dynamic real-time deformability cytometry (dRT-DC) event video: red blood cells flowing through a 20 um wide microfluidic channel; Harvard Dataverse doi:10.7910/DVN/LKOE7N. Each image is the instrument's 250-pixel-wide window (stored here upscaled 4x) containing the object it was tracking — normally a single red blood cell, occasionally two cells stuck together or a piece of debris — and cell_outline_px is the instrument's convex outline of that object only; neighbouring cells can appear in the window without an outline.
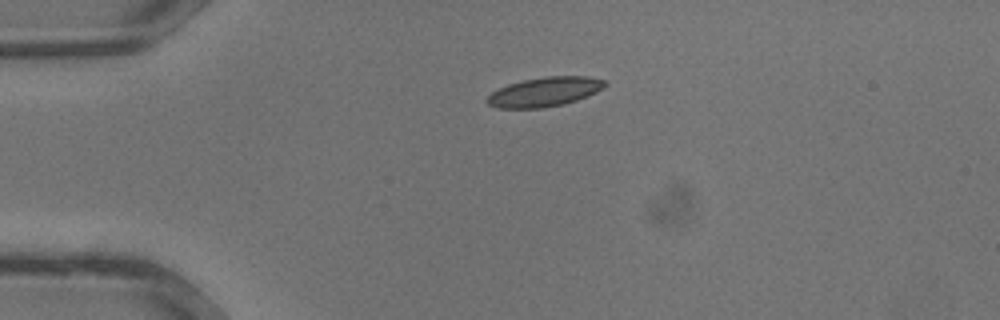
{"species": "common noctule bat (a hibernating species)", "species_latin": "Nyctalus noctula", "temperature_condition": "warm", "stored_images_in_passage": 28, "camera_frame_rate_fps": 3000, "um_per_image_px": 0.085, "animal": {"sex": "male", "body_mass_g": 13.3}, "frame": {"image": 1, "passage_image": 1, "time_ms": 0.0, "image_size_px": [1000, 320], "cell_outline_px": [[608, 84], [604, 88], [588, 96], [564, 104], [540, 108], [500, 108], [488, 104], [484, 100], [492, 92], [508, 84], [524, 80], [544, 76], [588, 76], [604, 80]], "centroid_in_image_um": [46.31, 7.8], "position_along_channel_um": 38.7, "area_um2": 20.17}}
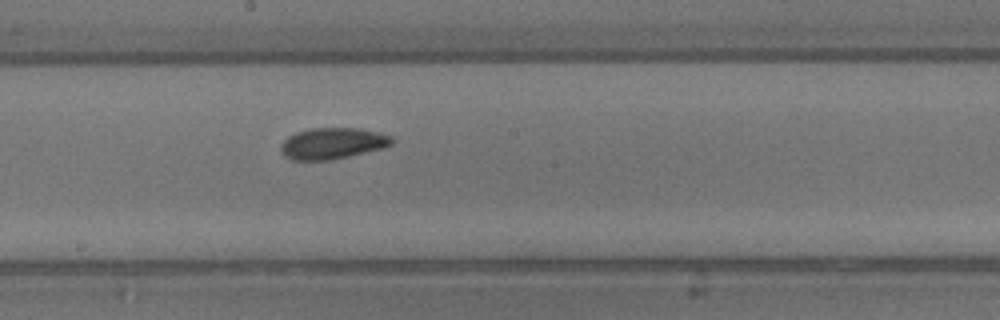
{"frame": {"image": 2, "passage_image": 12, "time_ms": 3.667, "image_size_px": [1000, 320], "cell_outline_px": [[396, 140], [392, 144], [384, 148], [348, 156], [328, 160], [292, 160], [284, 156], [280, 148], [280, 144], [288, 136], [296, 132], [312, 128], [360, 128], [380, 132], [392, 136]], "centroid_in_image_um": [28.29, 12.18], "position_along_channel_um": 219.9, "area_um2": 20.4}}
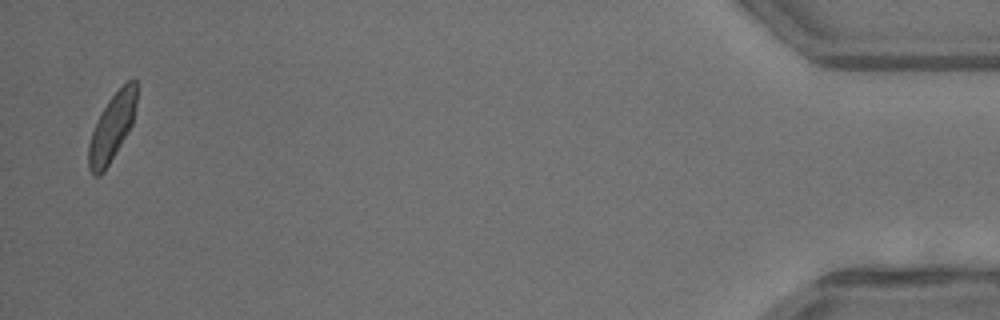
{"frame": {"image": 3, "passage_image": 27, "time_ms": 8.667, "image_size_px": [1000, 320], "cell_outline_px": [[136, 104], [132, 124], [104, 172], [100, 176], [92, 176], [88, 168], [88, 144], [92, 132], [108, 100], [128, 80], [136, 80]], "centroid_in_image_um": [9.5, 10.88], "position_along_channel_um": 425.7, "area_um2": 18.38}}